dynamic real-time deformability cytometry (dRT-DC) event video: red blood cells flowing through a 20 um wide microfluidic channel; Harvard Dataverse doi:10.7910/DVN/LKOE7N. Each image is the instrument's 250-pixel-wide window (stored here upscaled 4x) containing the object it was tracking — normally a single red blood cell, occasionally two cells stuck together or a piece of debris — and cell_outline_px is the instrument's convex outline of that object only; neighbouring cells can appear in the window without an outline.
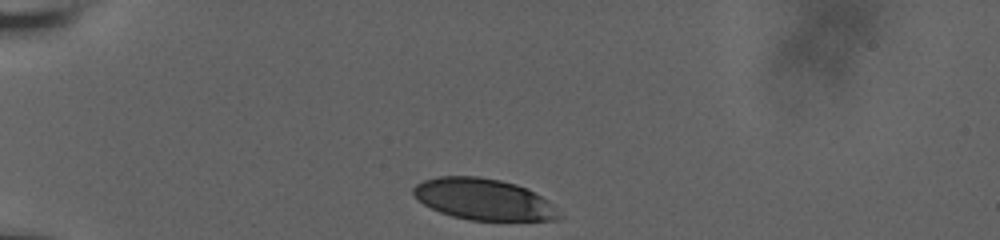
{"species": "human", "species_latin": "Homo sapiens", "temperature_condition": "room temperature", "stored_images_in_passage": 34, "camera_frame_rate_fps": 3000, "um_per_image_px": 0.085, "donor": {"sex": "male"}, "frame": {"image": 1, "passage_image": 1, "time_ms": 0.0, "image_size_px": [1000, 240], "cell_outline_px": [[560, 216], [556, 220], [468, 220], [452, 216], [440, 212], [424, 204], [412, 192], [412, 188], [416, 184], [424, 180], [436, 176], [480, 176], [500, 180], [516, 184], [528, 188], [548, 200]], "centroid_in_image_um": [41.08, 16.93], "position_along_channel_um": 43.9, "area_um2": 34.91}}
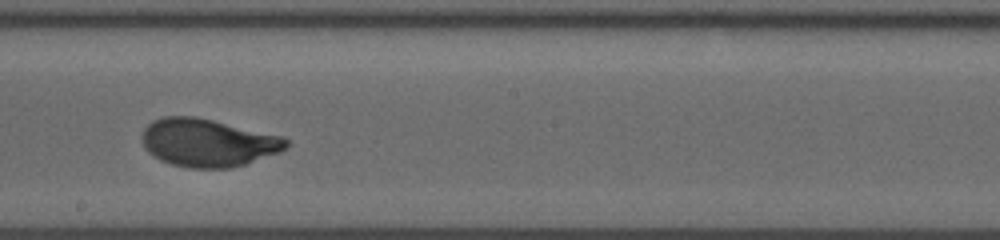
{"frame": {"image": 2, "passage_image": 20, "time_ms": 6.333, "image_size_px": [1000, 240], "cell_outline_px": [[288, 148], [280, 152], [244, 164], [228, 168], [192, 168], [172, 164], [160, 160], [152, 156], [148, 152], [140, 136], [144, 128], [152, 120], [164, 116], [196, 116], [284, 136], [288, 140]], "centroid_in_image_um": [17.66, 12.11], "position_along_channel_um": 230.5, "area_um2": 40.46}}
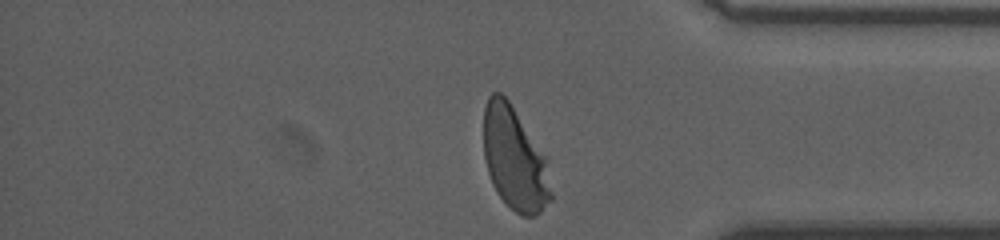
{"frame": {"image": 3, "passage_image": 34, "time_ms": 11.0, "image_size_px": [1000, 240], "cell_outline_px": [[552, 200], [536, 216], [520, 216], [496, 192], [492, 184], [488, 172], [484, 156], [484, 108], [488, 96], [492, 92], [500, 92], [508, 100], [548, 156], [552, 192]], "centroid_in_image_um": [43.78, 13.5], "position_along_channel_um": 391.4, "area_um2": 41.15}, "authors_computed_cell_mechanics": {"area_um2": 39.8531, "velocity_mm_per_s": 3.6847, "shape_relaxation_time_tau1_ms": 4.7571, "shape_relaxation_time_tau2_ms": null, "deformation_change_tau1": 0.2064, "deformation_change_tau2": null}}